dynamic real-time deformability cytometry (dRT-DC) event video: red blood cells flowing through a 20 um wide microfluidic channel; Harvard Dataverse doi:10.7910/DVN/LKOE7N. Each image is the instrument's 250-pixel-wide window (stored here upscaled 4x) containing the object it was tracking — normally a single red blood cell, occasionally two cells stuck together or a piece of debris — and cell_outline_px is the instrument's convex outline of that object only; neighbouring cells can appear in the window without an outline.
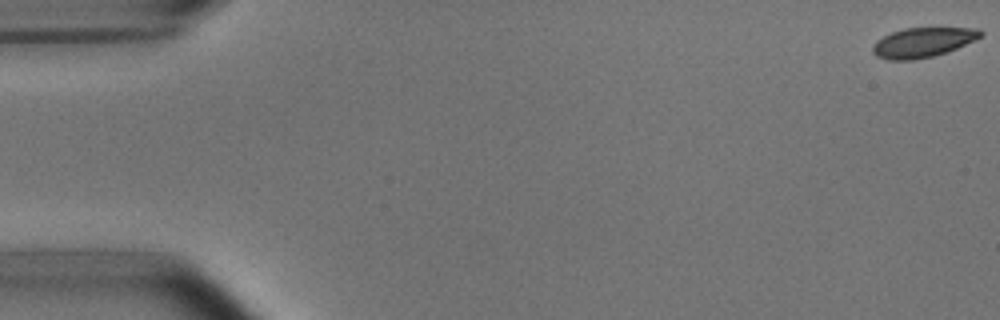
{"species": "common noctule bat (a hibernating species)", "species_latin": "Nyctalus noctula", "temperature_condition": "room temperature", "stored_images_in_passage": 53, "camera_frame_rate_fps": 3000, "um_per_image_px": 0.085, "animal": {"sex": "male", "body_mass_g": 15.6}, "frame": {"image": 1, "passage_image": 1, "time_ms": 0.0, "image_size_px": [1000, 320], "cell_outline_px": [[984, 32], [980, 36], [956, 48], [932, 56], [912, 60], [888, 60], [876, 56], [872, 52], [872, 48], [876, 40], [892, 32], [904, 28], [980, 28]], "centroid_in_image_um": [78.39, 3.6], "position_along_channel_um": 6.6, "area_um2": 18.38}}
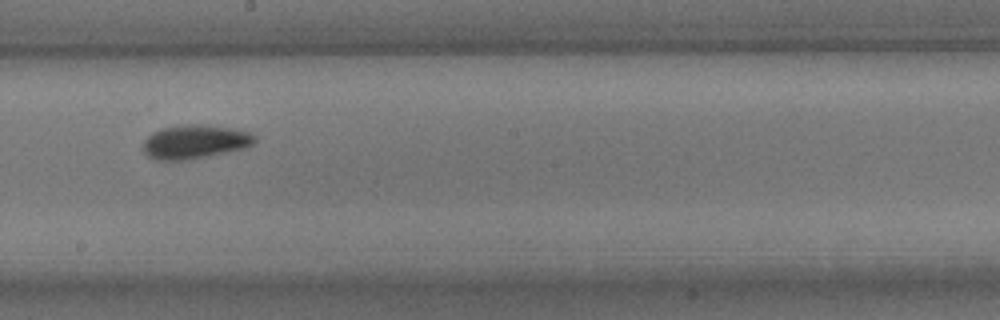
{"frame": {"image": 2, "passage_image": 30, "time_ms": 9.667, "image_size_px": [1000, 320], "cell_outline_px": [[256, 140], [252, 144], [244, 148], [208, 156], [184, 160], [156, 160], [148, 156], [144, 152], [144, 140], [152, 132], [160, 128], [180, 124], [208, 124], [232, 128], [248, 132], [256, 136]], "centroid_in_image_um": [16.55, 12.03], "position_along_channel_um": 231.7, "area_um2": 22.14}}
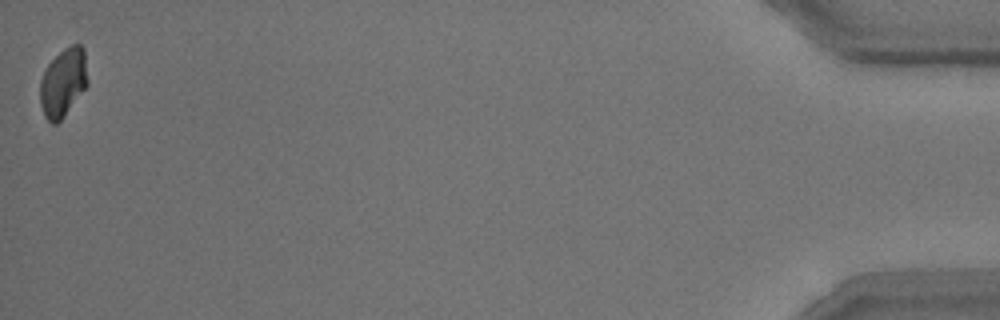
{"frame": {"image": 3, "passage_image": 53, "time_ms": 17.333, "image_size_px": [1000, 320], "cell_outline_px": [[88, 84], [64, 116], [56, 124], [52, 124], [44, 116], [40, 104], [40, 80], [48, 64], [64, 48], [72, 44], [80, 44], [84, 48], [88, 80]], "centroid_in_image_um": [5.37, 7.01], "position_along_channel_um": 429.8, "area_um2": 18.96}, "authors_computed_cell_mechanics": {"area_um2": 20.3456, "velocity_mm_per_s": 3.7825, "shape_relaxation_time_tau1_ms": 2.6129, "shape_relaxation_time_tau2_ms": 3.3551, "deformation_change_tau1": 0.1015, "deformation_change_tau2": 0.0688}}